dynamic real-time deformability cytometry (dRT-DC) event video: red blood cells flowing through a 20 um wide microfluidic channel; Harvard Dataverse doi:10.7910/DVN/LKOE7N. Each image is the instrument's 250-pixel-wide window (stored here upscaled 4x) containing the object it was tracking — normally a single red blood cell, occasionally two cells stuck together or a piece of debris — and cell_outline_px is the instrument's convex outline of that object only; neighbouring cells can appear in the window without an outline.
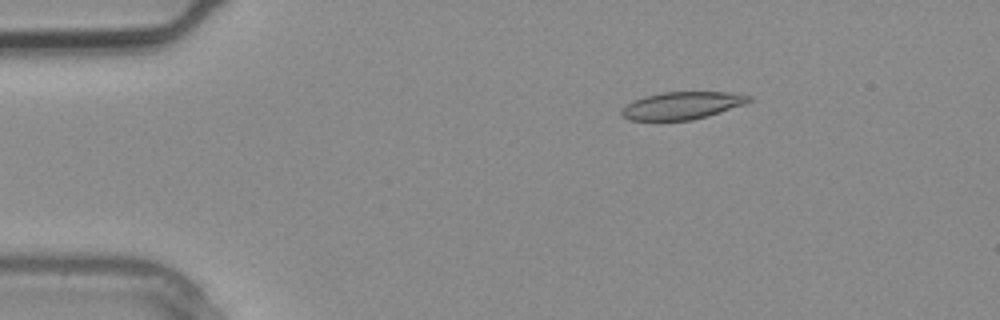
{"species": "common noctule bat (a hibernating species)", "species_latin": "Nyctalus noctula", "temperature_condition": "warm", "stored_images_in_passage": 2, "camera_frame_rate_fps": 3000, "um_per_image_px": 0.085, "animal": {"sex": "male", "body_mass_g": 20.4}, "frame": {"image": 1, "passage_image": 2, "time_ms": 0.333, "image_size_px": [1000, 320], "cell_outline_px": [[752, 100], [744, 104], [708, 116], [692, 120], [632, 120], [624, 116], [620, 112], [620, 108], [624, 104], [632, 100], [644, 96], [664, 92], [728, 92], [752, 96]], "centroid_in_image_um": [57.94, 8.96], "position_along_channel_um": 27.1, "area_um2": 20.4}}